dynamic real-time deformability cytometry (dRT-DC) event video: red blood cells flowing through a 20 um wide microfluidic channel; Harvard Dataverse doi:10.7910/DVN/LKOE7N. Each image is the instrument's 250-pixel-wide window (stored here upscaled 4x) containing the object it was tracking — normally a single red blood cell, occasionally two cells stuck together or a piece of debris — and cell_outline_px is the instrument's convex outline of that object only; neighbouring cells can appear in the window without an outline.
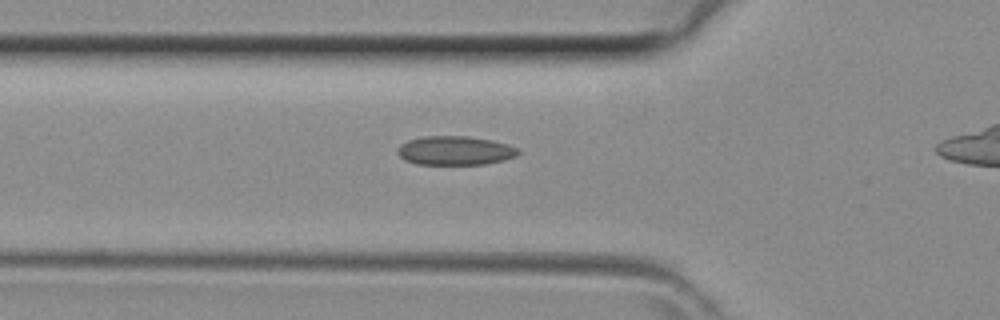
{"species": "common noctule bat (a hibernating species)", "species_latin": "Nyctalus noctula", "temperature_condition": "room temperature", "stored_images_in_passage": 24, "camera_frame_rate_fps": 3000, "um_per_image_px": 0.085, "animal": {"sex": "female", "body_mass_g": 29.2, "forearm_length_mm": 56.3}, "frame": {"image": 1, "passage_image": 2, "time_ms": 0.333, "image_size_px": [1000, 320], "cell_outline_px": [[520, 152], [516, 156], [504, 160], [484, 164], [416, 164], [404, 160], [396, 152], [396, 148], [400, 144], [408, 140], [424, 136], [468, 136], [492, 140], [508, 144], [520, 148]], "centroid_in_image_um": [38.68, 12.79], "position_along_channel_um": 87.1, "area_um2": 20.58}}
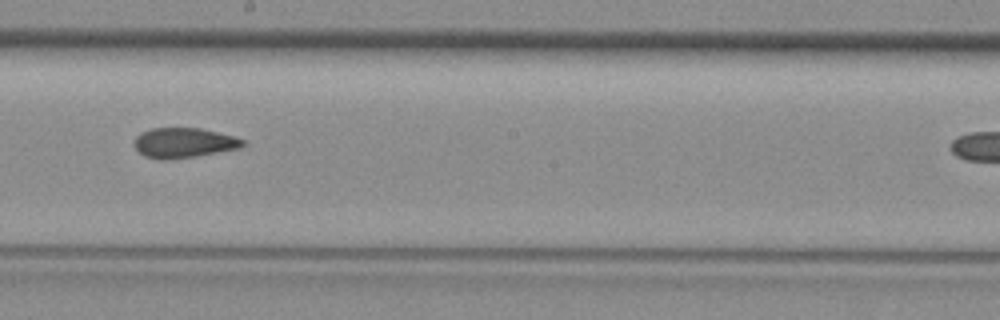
{"frame": {"image": 2, "passage_image": 11, "time_ms": 3.333, "image_size_px": [1000, 320], "cell_outline_px": [[244, 144], [240, 148], [196, 156], [164, 160], [160, 160], [144, 156], [132, 144], [136, 136], [140, 132], [152, 128], [200, 128], [236, 136], [244, 140]], "centroid_in_image_um": [15.6, 12.13], "position_along_channel_um": 232.6, "area_um2": 19.07}}
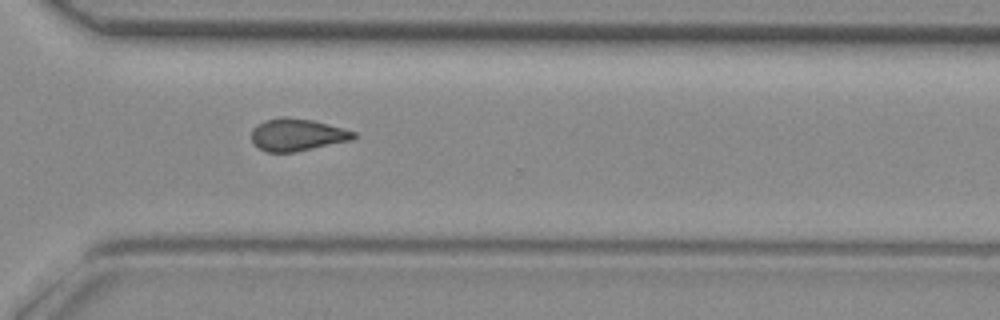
{"frame": {"image": 3, "passage_image": 18, "time_ms": 5.667, "image_size_px": [1000, 320], "cell_outline_px": [[356, 136], [352, 140], [296, 152], [268, 152], [260, 148], [252, 140], [252, 128], [264, 120], [284, 116], [312, 120], [356, 132]], "centroid_in_image_um": [25.26, 11.45], "position_along_channel_um": 345.3, "area_um2": 19.07}}